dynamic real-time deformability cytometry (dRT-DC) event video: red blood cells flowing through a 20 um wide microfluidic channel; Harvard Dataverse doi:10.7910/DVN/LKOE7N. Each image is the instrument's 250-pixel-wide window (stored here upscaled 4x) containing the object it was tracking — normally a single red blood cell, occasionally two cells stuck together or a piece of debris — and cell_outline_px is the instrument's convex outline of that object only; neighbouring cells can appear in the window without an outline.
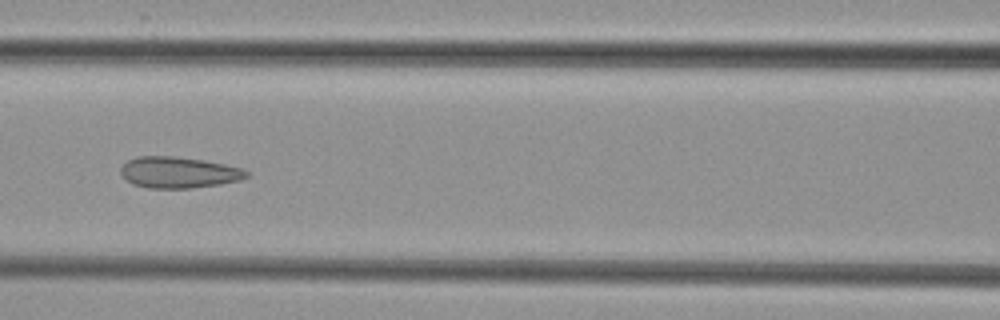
{"species": "common noctule bat (a hibernating species)", "species_latin": "Nyctalus noctula", "temperature_condition": "cold", "stored_images_in_passage": 6, "camera_frame_rate_fps": 3000, "um_per_image_px": 0.085, "animal": {"sex": "female", "body_mass_g": 29.2, "forearm_length_mm": 56.3}, "frame": {"image": 1, "passage_image": 6, "time_ms": 6.0, "image_size_px": [1000, 320], "cell_outline_px": [[248, 176], [240, 180], [220, 184], [192, 188], [148, 188], [132, 184], [124, 180], [120, 172], [120, 168], [128, 160], [136, 156], [176, 156], [204, 160], [244, 168], [248, 172]], "centroid_in_image_um": [15.16, 14.65], "position_along_channel_um": 151.4, "area_um2": 23.12}}